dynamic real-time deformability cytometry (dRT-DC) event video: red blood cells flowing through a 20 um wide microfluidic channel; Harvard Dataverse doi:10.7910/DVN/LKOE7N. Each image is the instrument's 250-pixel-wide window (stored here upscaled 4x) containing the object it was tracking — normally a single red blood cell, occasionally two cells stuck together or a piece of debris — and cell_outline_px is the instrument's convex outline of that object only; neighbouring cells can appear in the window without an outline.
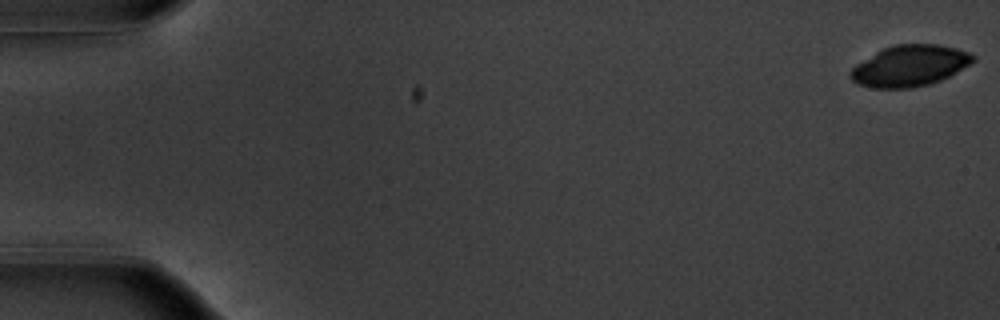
{"species": "common noctule bat (a hibernating species)", "species_latin": "Nyctalus noctula", "temperature_condition": "warm", "stored_images_in_passage": 55, "camera_frame_rate_fps": 3000, "um_per_image_px": 0.085, "animal": {"sex": "male", "body_mass_g": 20.1, "forearm_length_mm": 53.5}, "frame": {"image": 1, "passage_image": 1, "time_ms": 0.0, "image_size_px": [1000, 320], "cell_outline_px": [[976, 60], [956, 72], [932, 84], [912, 88], [872, 88], [856, 84], [848, 76], [848, 72], [856, 64], [876, 52], [884, 48], [896, 44], [940, 44], [956, 48], [968, 52], [976, 56]], "centroid_in_image_um": [77.31, 5.6], "position_along_channel_um": 7.7, "area_um2": 29.54}}